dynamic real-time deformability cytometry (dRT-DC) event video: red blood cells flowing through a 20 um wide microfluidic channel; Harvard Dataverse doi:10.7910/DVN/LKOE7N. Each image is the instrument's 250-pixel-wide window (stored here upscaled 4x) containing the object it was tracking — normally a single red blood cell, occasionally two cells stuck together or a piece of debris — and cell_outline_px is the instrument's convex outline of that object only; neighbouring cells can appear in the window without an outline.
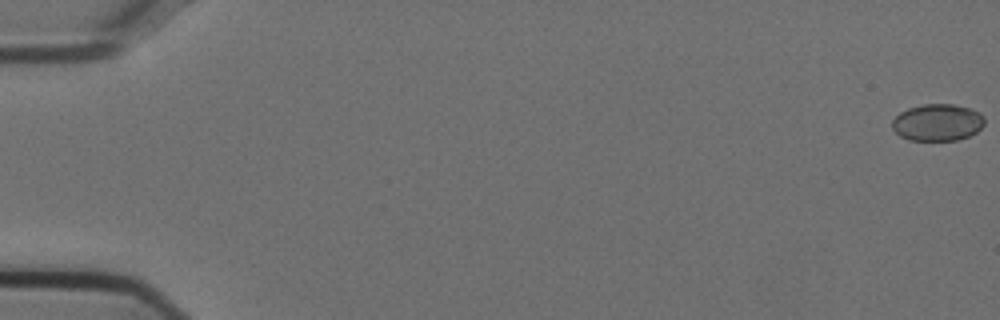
{"species": "Egyptian fruit bat (a non-hibernating species)", "species_latin": "Rousettus aegyptiacus", "temperature_condition": "cold", "stored_images_in_passage": 55, "camera_frame_rate_fps": 3000, "um_per_image_px": 0.085, "animal": {"sex": "female"}, "frame": {"image": 1, "passage_image": 1, "time_ms": 0.0, "image_size_px": [1000, 320], "cell_outline_px": [[984, 124], [976, 132], [968, 136], [956, 140], [908, 140], [900, 136], [892, 128], [892, 120], [900, 112], [908, 108], [924, 104], [956, 104], [980, 112], [984, 116]], "centroid_in_image_um": [79.68, 10.4], "position_along_channel_um": 5.3, "area_um2": 19.88}}
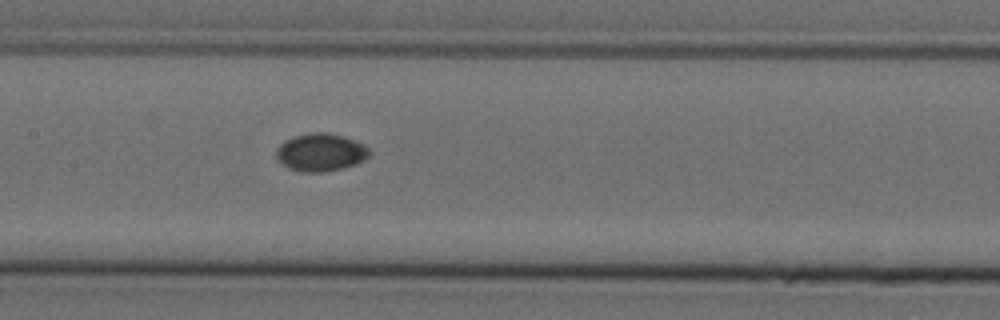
{"frame": {"image": 2, "passage_image": 28, "time_ms": 9.0, "image_size_px": [1000, 320], "cell_outline_px": [[368, 156], [364, 160], [356, 164], [324, 172], [300, 172], [288, 168], [280, 164], [276, 156], [276, 148], [284, 140], [296, 136], [312, 132], [328, 132], [344, 136], [364, 144], [368, 148]], "centroid_in_image_um": [27.22, 12.95], "position_along_channel_um": 180.2, "area_um2": 20.58}}
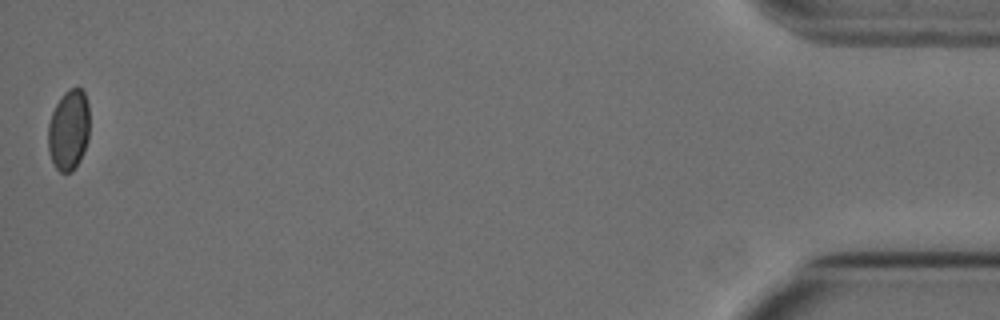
{"frame": {"image": 3, "passage_image": 55, "time_ms": 18.0, "image_size_px": [1000, 320], "cell_outline_px": [[88, 140], [84, 152], [80, 160], [72, 172], [60, 172], [52, 164], [48, 152], [48, 124], [52, 112], [60, 96], [68, 88], [76, 84], [84, 92], [88, 104]], "centroid_in_image_um": [5.83, 11.03], "position_along_channel_um": 429.4, "area_um2": 19.88}, "authors_computed_cell_mechanics": {"area_um2": 19.941, "velocity_mm_per_s": 3.769, "shape_relaxation_time_tau1_ms": null, "shape_relaxation_time_tau2_ms": 2.2798, "deformation_change_tau1": null, "deformation_change_tau2": 0.02}}